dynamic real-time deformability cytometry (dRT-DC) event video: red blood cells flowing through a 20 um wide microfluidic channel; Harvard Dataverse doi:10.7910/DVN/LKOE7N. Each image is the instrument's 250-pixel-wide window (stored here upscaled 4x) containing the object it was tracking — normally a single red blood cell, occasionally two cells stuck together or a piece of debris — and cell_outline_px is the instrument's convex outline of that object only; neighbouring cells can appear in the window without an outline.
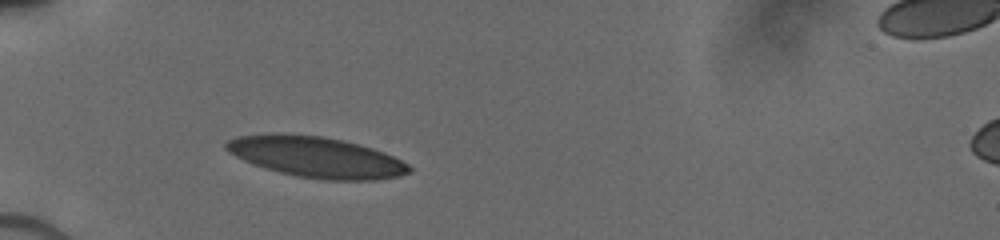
{"species": "human", "species_latin": "Homo sapiens", "temperature_condition": "cold", "stored_images_in_passage": 73, "camera_frame_rate_fps": 3000, "um_per_image_px": 0.085, "donor": {"sex": "male"}, "frame": {"image": 1, "passage_image": 1, "time_ms": 0.0, "image_size_px": [1000, 240], "cell_outline_px": [[412, 172], [400, 176], [376, 180], [324, 180], [296, 176], [280, 172], [252, 164], [228, 152], [224, 148], [224, 144], [228, 140], [240, 136], [276, 132], [320, 136], [340, 140], [372, 148], [384, 152], [408, 164], [412, 168]], "centroid_in_image_um": [26.87, 13.35], "position_along_channel_um": 58.1, "area_um2": 43.47}}
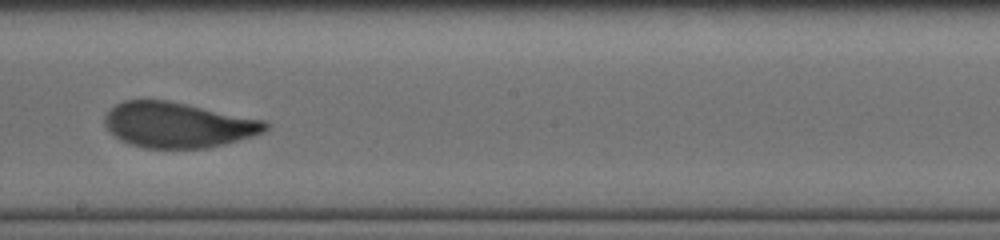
{"frame": {"image": 2, "passage_image": 34, "time_ms": 4.667, "image_size_px": [1000, 240], "cell_outline_px": [[272, 124], [264, 132], [252, 136], [224, 144], [208, 148], [144, 148], [128, 144], [120, 140], [108, 132], [104, 124], [104, 116], [116, 104], [124, 100], [168, 100], [264, 120]], "centroid_in_image_um": [15.1, 10.62], "position_along_channel_um": 233.1, "area_um2": 42.66}}
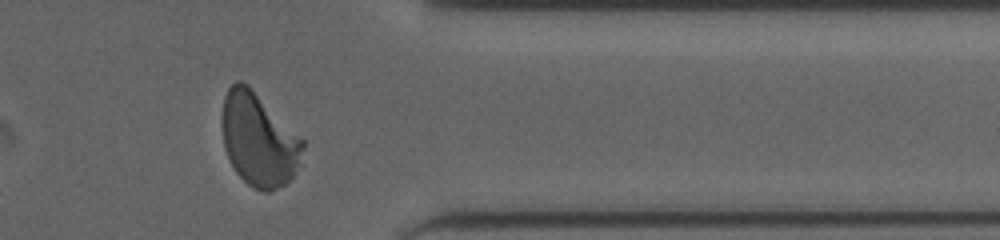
{"frame": {"image": 3, "passage_image": 64, "time_ms": 8.667, "image_size_px": [1000, 240], "cell_outline_px": [[304, 148], [300, 164], [296, 172], [284, 184], [268, 192], [264, 192], [252, 188], [236, 172], [224, 148], [224, 96], [228, 88], [236, 80], [240, 80], [248, 84], [304, 140]], "centroid_in_image_um": [22.02, 11.88], "position_along_channel_um": 389.4, "area_um2": 43.35}}